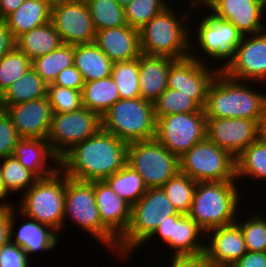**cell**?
<instances>
[{"label": "cell", "instance_id": "cell-1", "mask_svg": "<svg viewBox=\"0 0 266 267\" xmlns=\"http://www.w3.org/2000/svg\"><path fill=\"white\" fill-rule=\"evenodd\" d=\"M127 146V142L101 128L66 152L59 159V169L72 179L104 181L126 165Z\"/></svg>", "mask_w": 266, "mask_h": 267}, {"label": "cell", "instance_id": "cell-2", "mask_svg": "<svg viewBox=\"0 0 266 267\" xmlns=\"http://www.w3.org/2000/svg\"><path fill=\"white\" fill-rule=\"evenodd\" d=\"M219 71L211 83L204 113L206 118H242L258 121L266 107V94Z\"/></svg>", "mask_w": 266, "mask_h": 267}, {"label": "cell", "instance_id": "cell-3", "mask_svg": "<svg viewBox=\"0 0 266 267\" xmlns=\"http://www.w3.org/2000/svg\"><path fill=\"white\" fill-rule=\"evenodd\" d=\"M169 6L139 29L141 53L183 59L190 56L192 48L190 29L185 24L191 13L179 18Z\"/></svg>", "mask_w": 266, "mask_h": 267}, {"label": "cell", "instance_id": "cell-4", "mask_svg": "<svg viewBox=\"0 0 266 267\" xmlns=\"http://www.w3.org/2000/svg\"><path fill=\"white\" fill-rule=\"evenodd\" d=\"M236 181L198 182L187 214L206 233L236 222L240 189Z\"/></svg>", "mask_w": 266, "mask_h": 267}, {"label": "cell", "instance_id": "cell-5", "mask_svg": "<svg viewBox=\"0 0 266 267\" xmlns=\"http://www.w3.org/2000/svg\"><path fill=\"white\" fill-rule=\"evenodd\" d=\"M172 215L184 214L176 210L161 187L148 188L132 206L129 227L118 240L116 253L126 259L137 247L146 243L160 223Z\"/></svg>", "mask_w": 266, "mask_h": 267}, {"label": "cell", "instance_id": "cell-6", "mask_svg": "<svg viewBox=\"0 0 266 267\" xmlns=\"http://www.w3.org/2000/svg\"><path fill=\"white\" fill-rule=\"evenodd\" d=\"M101 119L103 130L127 143L155 138L154 103L141 97L119 99Z\"/></svg>", "mask_w": 266, "mask_h": 267}, {"label": "cell", "instance_id": "cell-7", "mask_svg": "<svg viewBox=\"0 0 266 267\" xmlns=\"http://www.w3.org/2000/svg\"><path fill=\"white\" fill-rule=\"evenodd\" d=\"M20 214L25 218L50 226L57 233L64 224L65 174L57 170L53 175L38 178L34 185L23 193Z\"/></svg>", "mask_w": 266, "mask_h": 267}, {"label": "cell", "instance_id": "cell-8", "mask_svg": "<svg viewBox=\"0 0 266 267\" xmlns=\"http://www.w3.org/2000/svg\"><path fill=\"white\" fill-rule=\"evenodd\" d=\"M64 207V221L69 216V220L116 252L118 239L102 224L95 201L94 181H80L65 175Z\"/></svg>", "mask_w": 266, "mask_h": 267}, {"label": "cell", "instance_id": "cell-9", "mask_svg": "<svg viewBox=\"0 0 266 267\" xmlns=\"http://www.w3.org/2000/svg\"><path fill=\"white\" fill-rule=\"evenodd\" d=\"M180 172L196 182L236 180L235 158L207 137L179 158Z\"/></svg>", "mask_w": 266, "mask_h": 267}, {"label": "cell", "instance_id": "cell-10", "mask_svg": "<svg viewBox=\"0 0 266 267\" xmlns=\"http://www.w3.org/2000/svg\"><path fill=\"white\" fill-rule=\"evenodd\" d=\"M126 164L142 177L147 188L162 187L180 171L179 158L156 138L128 143Z\"/></svg>", "mask_w": 266, "mask_h": 267}, {"label": "cell", "instance_id": "cell-11", "mask_svg": "<svg viewBox=\"0 0 266 267\" xmlns=\"http://www.w3.org/2000/svg\"><path fill=\"white\" fill-rule=\"evenodd\" d=\"M101 128V116L86 107L68 113H53L46 140L60 159L74 145L92 137Z\"/></svg>", "mask_w": 266, "mask_h": 267}, {"label": "cell", "instance_id": "cell-12", "mask_svg": "<svg viewBox=\"0 0 266 267\" xmlns=\"http://www.w3.org/2000/svg\"><path fill=\"white\" fill-rule=\"evenodd\" d=\"M207 118L204 109L156 119L155 138L178 158L206 138Z\"/></svg>", "mask_w": 266, "mask_h": 267}, {"label": "cell", "instance_id": "cell-13", "mask_svg": "<svg viewBox=\"0 0 266 267\" xmlns=\"http://www.w3.org/2000/svg\"><path fill=\"white\" fill-rule=\"evenodd\" d=\"M190 53L189 57L175 60L168 70L167 88L177 90L192 98L201 108H204L208 90L219 73L218 68H208L205 59ZM211 69V70H210Z\"/></svg>", "mask_w": 266, "mask_h": 267}, {"label": "cell", "instance_id": "cell-14", "mask_svg": "<svg viewBox=\"0 0 266 267\" xmlns=\"http://www.w3.org/2000/svg\"><path fill=\"white\" fill-rule=\"evenodd\" d=\"M51 22L63 44L79 45L95 41L96 30L85 0H68L52 5Z\"/></svg>", "mask_w": 266, "mask_h": 267}, {"label": "cell", "instance_id": "cell-15", "mask_svg": "<svg viewBox=\"0 0 266 267\" xmlns=\"http://www.w3.org/2000/svg\"><path fill=\"white\" fill-rule=\"evenodd\" d=\"M200 22L196 33L197 42L205 55L216 60L228 59L218 67L219 71H223L233 61L243 34L231 22L215 16L212 12Z\"/></svg>", "mask_w": 266, "mask_h": 267}, {"label": "cell", "instance_id": "cell-16", "mask_svg": "<svg viewBox=\"0 0 266 267\" xmlns=\"http://www.w3.org/2000/svg\"><path fill=\"white\" fill-rule=\"evenodd\" d=\"M223 72L232 79L266 83V30L244 35Z\"/></svg>", "mask_w": 266, "mask_h": 267}, {"label": "cell", "instance_id": "cell-17", "mask_svg": "<svg viewBox=\"0 0 266 267\" xmlns=\"http://www.w3.org/2000/svg\"><path fill=\"white\" fill-rule=\"evenodd\" d=\"M206 137L236 158L257 140V122L242 118H207Z\"/></svg>", "mask_w": 266, "mask_h": 267}, {"label": "cell", "instance_id": "cell-18", "mask_svg": "<svg viewBox=\"0 0 266 267\" xmlns=\"http://www.w3.org/2000/svg\"><path fill=\"white\" fill-rule=\"evenodd\" d=\"M205 234L187 214L172 215L160 223L146 241L159 235L162 241L175 250L174 256L197 255L205 251L203 240H198L199 236L201 239Z\"/></svg>", "mask_w": 266, "mask_h": 267}, {"label": "cell", "instance_id": "cell-19", "mask_svg": "<svg viewBox=\"0 0 266 267\" xmlns=\"http://www.w3.org/2000/svg\"><path fill=\"white\" fill-rule=\"evenodd\" d=\"M203 7L213 14L231 22L242 34H259L266 30L262 14L266 0H209Z\"/></svg>", "mask_w": 266, "mask_h": 267}, {"label": "cell", "instance_id": "cell-20", "mask_svg": "<svg viewBox=\"0 0 266 267\" xmlns=\"http://www.w3.org/2000/svg\"><path fill=\"white\" fill-rule=\"evenodd\" d=\"M2 110L12 120L20 138H47L53 114L47 96Z\"/></svg>", "mask_w": 266, "mask_h": 267}, {"label": "cell", "instance_id": "cell-21", "mask_svg": "<svg viewBox=\"0 0 266 267\" xmlns=\"http://www.w3.org/2000/svg\"><path fill=\"white\" fill-rule=\"evenodd\" d=\"M206 233L204 240L208 239V244L204 253L216 266L231 267L247 252L242 230L236 222Z\"/></svg>", "mask_w": 266, "mask_h": 267}, {"label": "cell", "instance_id": "cell-22", "mask_svg": "<svg viewBox=\"0 0 266 267\" xmlns=\"http://www.w3.org/2000/svg\"><path fill=\"white\" fill-rule=\"evenodd\" d=\"M94 192L102 224L119 240L129 227L132 206L105 181H94Z\"/></svg>", "mask_w": 266, "mask_h": 267}, {"label": "cell", "instance_id": "cell-23", "mask_svg": "<svg viewBox=\"0 0 266 267\" xmlns=\"http://www.w3.org/2000/svg\"><path fill=\"white\" fill-rule=\"evenodd\" d=\"M94 43L112 62L129 61L141 55L139 30L128 24L96 31Z\"/></svg>", "mask_w": 266, "mask_h": 267}, {"label": "cell", "instance_id": "cell-24", "mask_svg": "<svg viewBox=\"0 0 266 267\" xmlns=\"http://www.w3.org/2000/svg\"><path fill=\"white\" fill-rule=\"evenodd\" d=\"M13 156L37 178H45L59 170V159L53 153L46 139L20 138L14 148ZM50 158L51 167H48ZM53 160V163L52 161Z\"/></svg>", "mask_w": 266, "mask_h": 267}, {"label": "cell", "instance_id": "cell-25", "mask_svg": "<svg viewBox=\"0 0 266 267\" xmlns=\"http://www.w3.org/2000/svg\"><path fill=\"white\" fill-rule=\"evenodd\" d=\"M174 61L166 56L141 53L138 82L141 98L154 103L167 89L168 70Z\"/></svg>", "mask_w": 266, "mask_h": 267}, {"label": "cell", "instance_id": "cell-26", "mask_svg": "<svg viewBox=\"0 0 266 267\" xmlns=\"http://www.w3.org/2000/svg\"><path fill=\"white\" fill-rule=\"evenodd\" d=\"M14 212L15 210L12 211L11 242L22 248L28 258L32 253L49 251L54 249V246L56 248V244L59 242V233L50 226L38 223L36 220L30 219L29 221V218H26L28 221L20 225L17 232H14L13 229L16 220V217H14L16 212Z\"/></svg>", "mask_w": 266, "mask_h": 267}, {"label": "cell", "instance_id": "cell-27", "mask_svg": "<svg viewBox=\"0 0 266 267\" xmlns=\"http://www.w3.org/2000/svg\"><path fill=\"white\" fill-rule=\"evenodd\" d=\"M51 8L46 0H25L16 11L4 19L14 40L33 28L50 22Z\"/></svg>", "mask_w": 266, "mask_h": 267}, {"label": "cell", "instance_id": "cell-28", "mask_svg": "<svg viewBox=\"0 0 266 267\" xmlns=\"http://www.w3.org/2000/svg\"><path fill=\"white\" fill-rule=\"evenodd\" d=\"M73 65L82 74L84 82L111 76L113 63L93 42L73 45Z\"/></svg>", "mask_w": 266, "mask_h": 267}, {"label": "cell", "instance_id": "cell-29", "mask_svg": "<svg viewBox=\"0 0 266 267\" xmlns=\"http://www.w3.org/2000/svg\"><path fill=\"white\" fill-rule=\"evenodd\" d=\"M63 44L52 22L33 28L15 40V46L33 61L57 49Z\"/></svg>", "mask_w": 266, "mask_h": 267}, {"label": "cell", "instance_id": "cell-30", "mask_svg": "<svg viewBox=\"0 0 266 267\" xmlns=\"http://www.w3.org/2000/svg\"><path fill=\"white\" fill-rule=\"evenodd\" d=\"M48 84L30 68L0 95V107L32 101L47 96Z\"/></svg>", "mask_w": 266, "mask_h": 267}, {"label": "cell", "instance_id": "cell-31", "mask_svg": "<svg viewBox=\"0 0 266 267\" xmlns=\"http://www.w3.org/2000/svg\"><path fill=\"white\" fill-rule=\"evenodd\" d=\"M82 106L102 116L116 101L120 94L112 77L85 82L81 91Z\"/></svg>", "mask_w": 266, "mask_h": 267}, {"label": "cell", "instance_id": "cell-32", "mask_svg": "<svg viewBox=\"0 0 266 267\" xmlns=\"http://www.w3.org/2000/svg\"><path fill=\"white\" fill-rule=\"evenodd\" d=\"M104 181L131 206L137 203L148 189L142 177L128 164Z\"/></svg>", "mask_w": 266, "mask_h": 267}, {"label": "cell", "instance_id": "cell-33", "mask_svg": "<svg viewBox=\"0 0 266 267\" xmlns=\"http://www.w3.org/2000/svg\"><path fill=\"white\" fill-rule=\"evenodd\" d=\"M73 45L62 44L50 53L31 61V68L47 83H53L59 72L73 65Z\"/></svg>", "mask_w": 266, "mask_h": 267}, {"label": "cell", "instance_id": "cell-34", "mask_svg": "<svg viewBox=\"0 0 266 267\" xmlns=\"http://www.w3.org/2000/svg\"><path fill=\"white\" fill-rule=\"evenodd\" d=\"M236 181L240 177H251L266 181V144L256 140L236 158Z\"/></svg>", "mask_w": 266, "mask_h": 267}, {"label": "cell", "instance_id": "cell-35", "mask_svg": "<svg viewBox=\"0 0 266 267\" xmlns=\"http://www.w3.org/2000/svg\"><path fill=\"white\" fill-rule=\"evenodd\" d=\"M96 31L127 25L124 8L116 0H85Z\"/></svg>", "mask_w": 266, "mask_h": 267}, {"label": "cell", "instance_id": "cell-36", "mask_svg": "<svg viewBox=\"0 0 266 267\" xmlns=\"http://www.w3.org/2000/svg\"><path fill=\"white\" fill-rule=\"evenodd\" d=\"M197 183L198 182L179 171L161 188L179 213L188 214L192 206Z\"/></svg>", "mask_w": 266, "mask_h": 267}, {"label": "cell", "instance_id": "cell-37", "mask_svg": "<svg viewBox=\"0 0 266 267\" xmlns=\"http://www.w3.org/2000/svg\"><path fill=\"white\" fill-rule=\"evenodd\" d=\"M111 77L118 87L120 99L140 97L139 58L114 62Z\"/></svg>", "mask_w": 266, "mask_h": 267}, {"label": "cell", "instance_id": "cell-38", "mask_svg": "<svg viewBox=\"0 0 266 267\" xmlns=\"http://www.w3.org/2000/svg\"><path fill=\"white\" fill-rule=\"evenodd\" d=\"M0 170L6 191H27L38 179L32 172L26 169L13 155L2 158Z\"/></svg>", "mask_w": 266, "mask_h": 267}, {"label": "cell", "instance_id": "cell-39", "mask_svg": "<svg viewBox=\"0 0 266 267\" xmlns=\"http://www.w3.org/2000/svg\"><path fill=\"white\" fill-rule=\"evenodd\" d=\"M200 109L192 98L171 88L163 91L154 102L155 119L172 114L197 112Z\"/></svg>", "mask_w": 266, "mask_h": 267}, {"label": "cell", "instance_id": "cell-40", "mask_svg": "<svg viewBox=\"0 0 266 267\" xmlns=\"http://www.w3.org/2000/svg\"><path fill=\"white\" fill-rule=\"evenodd\" d=\"M31 68L28 56L14 46L0 60V95Z\"/></svg>", "mask_w": 266, "mask_h": 267}, {"label": "cell", "instance_id": "cell-41", "mask_svg": "<svg viewBox=\"0 0 266 267\" xmlns=\"http://www.w3.org/2000/svg\"><path fill=\"white\" fill-rule=\"evenodd\" d=\"M169 3L165 0H133L124 7L126 22L134 29H141L157 16Z\"/></svg>", "mask_w": 266, "mask_h": 267}, {"label": "cell", "instance_id": "cell-42", "mask_svg": "<svg viewBox=\"0 0 266 267\" xmlns=\"http://www.w3.org/2000/svg\"><path fill=\"white\" fill-rule=\"evenodd\" d=\"M236 223L242 230L247 251L266 252V217L253 214L243 222Z\"/></svg>", "mask_w": 266, "mask_h": 267}, {"label": "cell", "instance_id": "cell-43", "mask_svg": "<svg viewBox=\"0 0 266 267\" xmlns=\"http://www.w3.org/2000/svg\"><path fill=\"white\" fill-rule=\"evenodd\" d=\"M47 97L52 113H68L80 109L82 106L81 91L48 84Z\"/></svg>", "mask_w": 266, "mask_h": 267}, {"label": "cell", "instance_id": "cell-44", "mask_svg": "<svg viewBox=\"0 0 266 267\" xmlns=\"http://www.w3.org/2000/svg\"><path fill=\"white\" fill-rule=\"evenodd\" d=\"M20 137L7 113L0 112V159L12 156Z\"/></svg>", "mask_w": 266, "mask_h": 267}, {"label": "cell", "instance_id": "cell-45", "mask_svg": "<svg viewBox=\"0 0 266 267\" xmlns=\"http://www.w3.org/2000/svg\"><path fill=\"white\" fill-rule=\"evenodd\" d=\"M26 252L13 242H9L0 249V267H29Z\"/></svg>", "mask_w": 266, "mask_h": 267}, {"label": "cell", "instance_id": "cell-46", "mask_svg": "<svg viewBox=\"0 0 266 267\" xmlns=\"http://www.w3.org/2000/svg\"><path fill=\"white\" fill-rule=\"evenodd\" d=\"M84 83L82 74L74 65L59 72L57 78L53 82V84L57 86L72 88L78 91H82Z\"/></svg>", "mask_w": 266, "mask_h": 267}, {"label": "cell", "instance_id": "cell-47", "mask_svg": "<svg viewBox=\"0 0 266 267\" xmlns=\"http://www.w3.org/2000/svg\"><path fill=\"white\" fill-rule=\"evenodd\" d=\"M15 209L9 203H0V249L11 241L12 211Z\"/></svg>", "mask_w": 266, "mask_h": 267}, {"label": "cell", "instance_id": "cell-48", "mask_svg": "<svg viewBox=\"0 0 266 267\" xmlns=\"http://www.w3.org/2000/svg\"><path fill=\"white\" fill-rule=\"evenodd\" d=\"M169 267H218L205 253L197 255L173 256Z\"/></svg>", "mask_w": 266, "mask_h": 267}, {"label": "cell", "instance_id": "cell-49", "mask_svg": "<svg viewBox=\"0 0 266 267\" xmlns=\"http://www.w3.org/2000/svg\"><path fill=\"white\" fill-rule=\"evenodd\" d=\"M231 267H266V252L247 251Z\"/></svg>", "mask_w": 266, "mask_h": 267}, {"label": "cell", "instance_id": "cell-50", "mask_svg": "<svg viewBox=\"0 0 266 267\" xmlns=\"http://www.w3.org/2000/svg\"><path fill=\"white\" fill-rule=\"evenodd\" d=\"M15 46V40L4 20H0V60Z\"/></svg>", "mask_w": 266, "mask_h": 267}, {"label": "cell", "instance_id": "cell-51", "mask_svg": "<svg viewBox=\"0 0 266 267\" xmlns=\"http://www.w3.org/2000/svg\"><path fill=\"white\" fill-rule=\"evenodd\" d=\"M25 0H0V20L16 11Z\"/></svg>", "mask_w": 266, "mask_h": 267}, {"label": "cell", "instance_id": "cell-52", "mask_svg": "<svg viewBox=\"0 0 266 267\" xmlns=\"http://www.w3.org/2000/svg\"><path fill=\"white\" fill-rule=\"evenodd\" d=\"M257 140L266 144V107L257 121Z\"/></svg>", "mask_w": 266, "mask_h": 267}, {"label": "cell", "instance_id": "cell-53", "mask_svg": "<svg viewBox=\"0 0 266 267\" xmlns=\"http://www.w3.org/2000/svg\"><path fill=\"white\" fill-rule=\"evenodd\" d=\"M7 196H9V193L6 191V188L3 184L2 173L0 170V201L3 199L5 200V198H7Z\"/></svg>", "mask_w": 266, "mask_h": 267}, {"label": "cell", "instance_id": "cell-54", "mask_svg": "<svg viewBox=\"0 0 266 267\" xmlns=\"http://www.w3.org/2000/svg\"><path fill=\"white\" fill-rule=\"evenodd\" d=\"M209 0H191L190 1V7L192 8H196V7H202L206 2H208Z\"/></svg>", "mask_w": 266, "mask_h": 267}, {"label": "cell", "instance_id": "cell-55", "mask_svg": "<svg viewBox=\"0 0 266 267\" xmlns=\"http://www.w3.org/2000/svg\"><path fill=\"white\" fill-rule=\"evenodd\" d=\"M123 8L129 5L133 0H116Z\"/></svg>", "mask_w": 266, "mask_h": 267}, {"label": "cell", "instance_id": "cell-56", "mask_svg": "<svg viewBox=\"0 0 266 267\" xmlns=\"http://www.w3.org/2000/svg\"><path fill=\"white\" fill-rule=\"evenodd\" d=\"M51 6L68 0H46Z\"/></svg>", "mask_w": 266, "mask_h": 267}]
</instances>
